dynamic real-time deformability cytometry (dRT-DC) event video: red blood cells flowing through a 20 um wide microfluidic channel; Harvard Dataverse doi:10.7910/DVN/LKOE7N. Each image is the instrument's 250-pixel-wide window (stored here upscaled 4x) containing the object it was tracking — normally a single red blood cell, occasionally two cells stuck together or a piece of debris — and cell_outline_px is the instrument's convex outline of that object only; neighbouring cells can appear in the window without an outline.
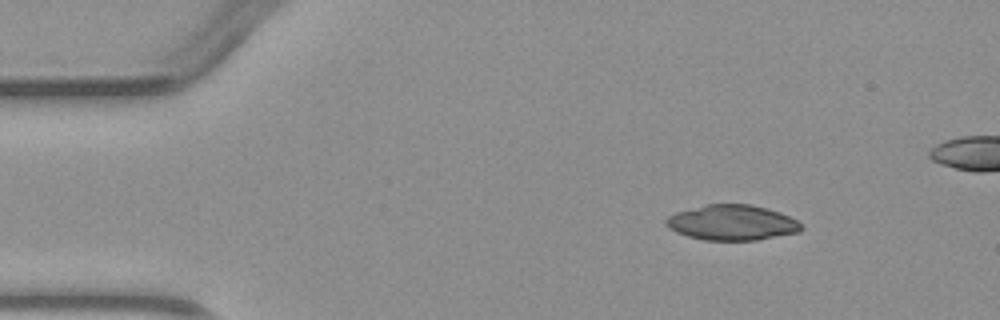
{"species": "common noctule bat (a hibernating species)", "species_latin": "Nyctalus noctula", "temperature_condition": "warm", "stored_images_in_passage": 4, "camera_frame_rate_fps": 3000, "um_per_image_px": 0.085, "animal": {"sex": "male", "body_mass_g": 23.1, "forearm_length_mm": 52.7}, "frame": {"image": 1, "passage_image": 1, "time_ms": 0.0, "image_size_px": [1000, 320], "cell_outline_px": [[804, 228], [800, 232], [756, 240], [704, 240], [688, 236], [676, 232], [668, 228], [664, 224], [664, 220], [668, 216], [676, 212], [708, 204], [752, 204], [768, 208], [780, 212], [796, 220]], "centroid_in_image_um": [62.21, 18.92], "position_along_channel_um": 22.8, "area_um2": 27.92}}